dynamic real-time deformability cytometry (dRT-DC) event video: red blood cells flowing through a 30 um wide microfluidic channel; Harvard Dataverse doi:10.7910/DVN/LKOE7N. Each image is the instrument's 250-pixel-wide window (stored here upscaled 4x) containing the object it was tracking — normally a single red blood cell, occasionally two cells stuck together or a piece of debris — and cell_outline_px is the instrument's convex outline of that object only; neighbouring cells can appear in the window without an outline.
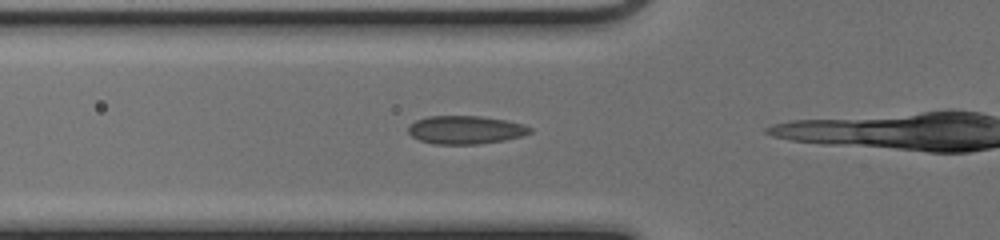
{"species": "common noctule bat (a hibernating species)", "species_latin": "Nyctalus noctula", "temperature_condition": "cold", "stored_images_in_passage": 14, "camera_frame_rate_fps": 3000, "um_per_image_px": 0.085, "animal": {"sex": "female", "body_mass_g": 17.0, "forearm_length_mm": 48.0}, "frame": {"image": 1, "passage_image": 10, "time_ms": 3.0, "image_size_px": [1000, 240], "cell_outline_px": [[532, 132], [524, 136], [504, 140], [480, 144], [432, 144], [420, 140], [412, 136], [408, 132], [408, 124], [416, 120], [428, 116], [480, 116], [508, 120], [524, 124], [532, 128]], "centroid_in_image_um": [39.59, 11.03], "position_along_channel_um": 86.2, "area_um2": 20.29}}